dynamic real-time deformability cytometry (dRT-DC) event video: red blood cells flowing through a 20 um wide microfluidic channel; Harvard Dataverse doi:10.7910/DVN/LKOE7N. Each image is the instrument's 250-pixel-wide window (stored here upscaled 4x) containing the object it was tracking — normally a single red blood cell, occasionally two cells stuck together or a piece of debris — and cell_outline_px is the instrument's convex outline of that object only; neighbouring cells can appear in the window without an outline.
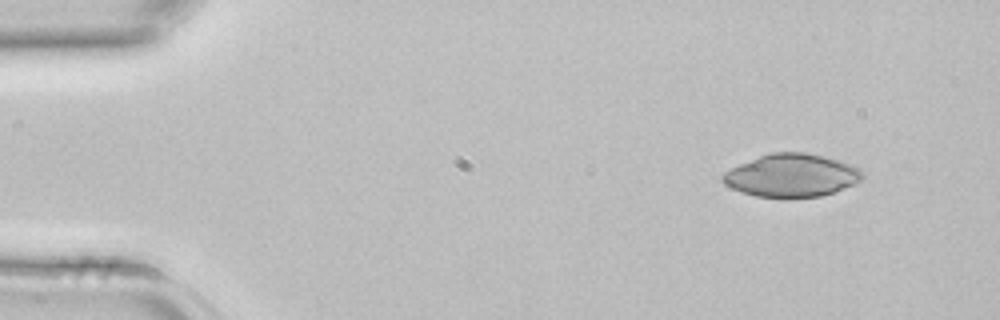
{"species": "common noctule bat (a hibernating species)", "species_latin": "Nyctalus noctula", "temperature_condition": "room temperature", "stored_images_in_passage": 2, "camera_frame_rate_fps": 3000, "um_per_image_px": 0.085, "animal": {"sex": "female", "body_mass_g": 22.7, "forearm_length_mm": 54.2}, "frame": {"image": 1, "passage_image": 1, "time_ms": 0.0, "image_size_px": [1000, 320], "cell_outline_px": [[864, 176], [860, 180], [852, 184], [832, 192], [820, 196], [756, 196], [740, 192], [724, 184], [720, 180], [720, 176], [724, 172], [740, 164], [760, 156], [772, 152], [804, 152], [824, 156], [840, 160], [852, 164], [860, 168], [864, 172]], "centroid_in_image_um": [67.28, 14.89], "position_along_channel_um": 17.7, "area_um2": 34.56}}